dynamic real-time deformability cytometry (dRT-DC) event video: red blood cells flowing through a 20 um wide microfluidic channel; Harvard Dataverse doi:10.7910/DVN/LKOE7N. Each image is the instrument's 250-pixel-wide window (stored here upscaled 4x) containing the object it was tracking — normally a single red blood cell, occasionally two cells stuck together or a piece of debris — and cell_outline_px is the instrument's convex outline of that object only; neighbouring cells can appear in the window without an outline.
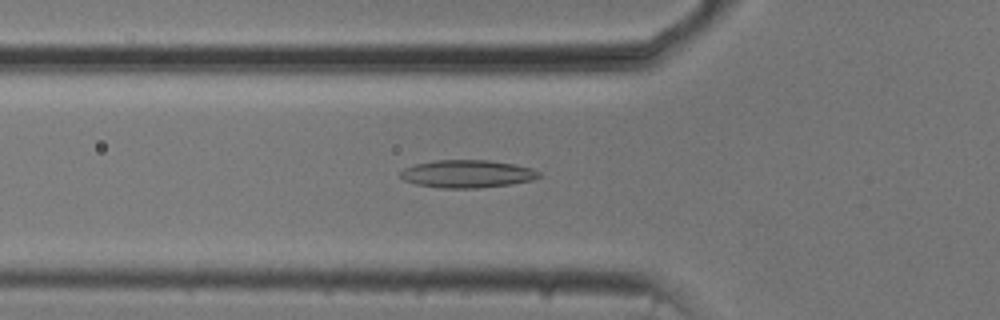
{"species": "common noctule bat (a hibernating species)", "species_latin": "Nyctalus noctula", "temperature_condition": "cold", "stored_images_in_passage": 52, "camera_frame_rate_fps": 3000, "um_per_image_px": 0.085, "animal": {"sex": "male", "body_mass_g": 20.5, "forearm_length_mm": 52.5}, "frame": {"image": 1, "passage_image": 17, "time_ms": 5.333, "image_size_px": [1000, 320], "cell_outline_px": [[544, 176], [532, 180], [512, 184], [476, 188], [440, 188], [416, 184], [404, 180], [400, 176], [400, 172], [404, 168], [416, 164], [436, 160], [488, 160], [516, 164], [532, 168], [540, 172]], "centroid_in_image_um": [39.76, 14.78], "position_along_channel_um": 86.0, "area_um2": 22.54}}
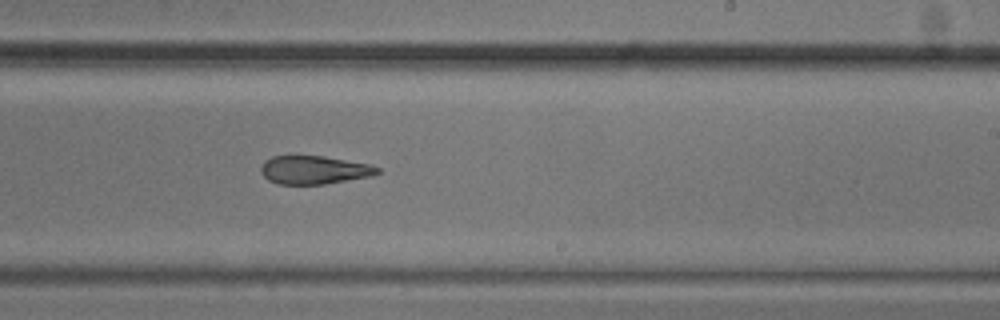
{"frame": {"image": 2, "passage_image": 31, "time_ms": 10.0, "image_size_px": [1000, 320], "cell_outline_px": [[380, 172], [372, 176], [324, 184], [276, 184], [268, 180], [260, 172], [260, 168], [264, 160], [272, 156], [324, 156], [368, 164], [380, 168]], "centroid_in_image_um": [26.67, 14.45], "position_along_channel_um": 262.3, "area_um2": 19.25}}
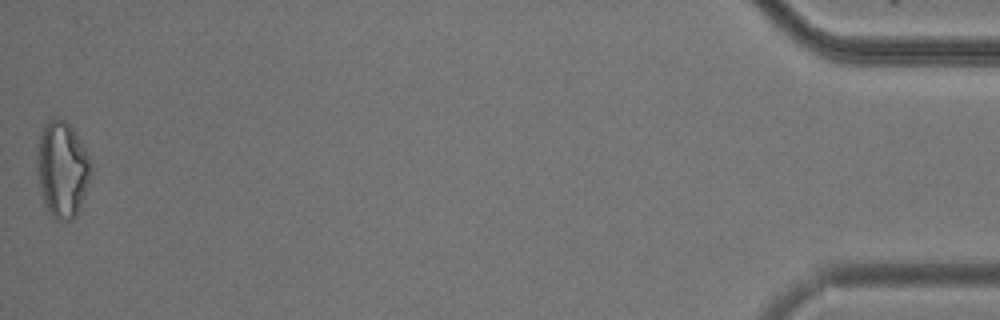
{"frame": {"image": 3, "passage_image": 52, "time_ms": 17.0, "image_size_px": [1000, 320], "cell_outline_px": [[92, 168], [84, 196], [76, 216], [72, 220], [56, 220], [48, 212], [44, 204], [36, 164], [36, 160], [40, 136], [44, 124], [48, 120], [56, 116], [64, 120], [72, 128], [84, 148], [92, 164]], "centroid_in_image_um": [5.28, 14.39], "position_along_channel_um": 429.9, "area_um2": 29.94}, "authors_computed_cell_mechanics": {"area_um2": 22.0796, "velocity_mm_per_s": 3.7659, "shape_relaxation_time_tau1_ms": null, "shape_relaxation_time_tau2_ms": 9.2667, "deformation_change_tau1": null, "deformation_change_tau2": 0.2397}}